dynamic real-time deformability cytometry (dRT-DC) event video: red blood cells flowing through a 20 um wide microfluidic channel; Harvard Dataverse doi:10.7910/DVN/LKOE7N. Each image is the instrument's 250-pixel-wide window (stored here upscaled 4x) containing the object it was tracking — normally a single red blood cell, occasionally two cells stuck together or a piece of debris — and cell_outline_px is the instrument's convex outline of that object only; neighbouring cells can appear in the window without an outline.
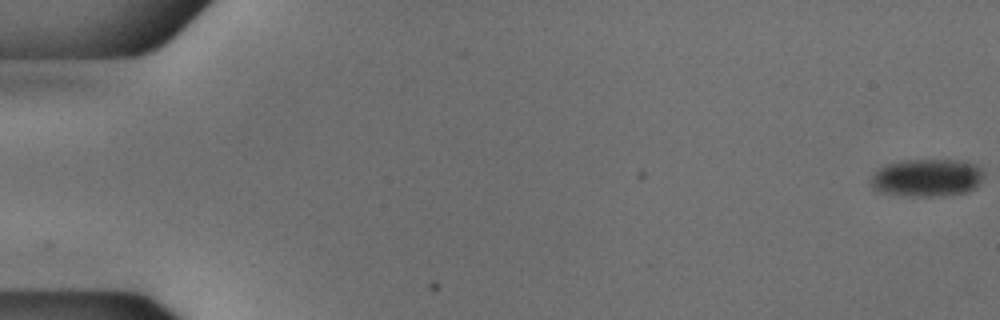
{"species": "common noctule bat (a hibernating species)", "species_latin": "Nyctalus noctula", "temperature_condition": "cold", "stored_images_in_passage": 55, "camera_frame_rate_fps": 3000, "um_per_image_px": 0.085, "animal": {"sex": "male", "body_mass_g": 18.8}, "frame": {"image": 1, "passage_image": 1, "time_ms": 0.0, "image_size_px": [1000, 320], "cell_outline_px": [[984, 176], [980, 184], [976, 188], [968, 192], [944, 196], [904, 196], [880, 192], [872, 188], [868, 180], [884, 164], [904, 160], [964, 160], [976, 164], [984, 172]], "centroid_in_image_um": [78.81, 15.11], "position_along_channel_um": 6.2, "area_um2": 25.37}}
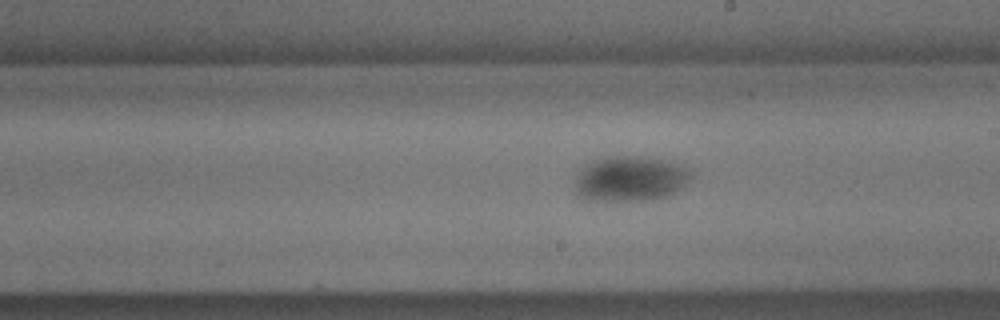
{"frame": {"image": 2, "passage_image": 32, "time_ms": 10.333, "image_size_px": [1000, 320], "cell_outline_px": [[692, 180], [684, 188], [664, 196], [652, 200], [596, 200], [576, 196], [576, 176], [580, 168], [584, 164], [592, 160], [604, 156], [636, 156], [660, 160], [676, 164], [688, 168], [692, 172]], "centroid_in_image_um": [53.56, 15.18], "position_along_channel_um": 235.4, "area_um2": 30.75}}
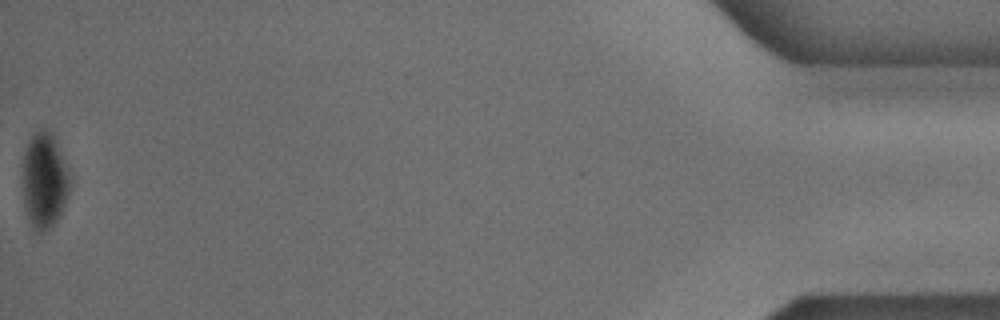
{"frame": {"image": 3, "passage_image": 55, "time_ms": 18.0, "image_size_px": [1000, 320], "cell_outline_px": [[72, 180], [68, 196], [60, 216], [44, 232], [36, 232], [32, 228], [24, 204], [24, 152], [32, 132], [44, 128], [52, 132], [68, 164], [72, 176]], "centroid_in_image_um": [3.83, 15.3], "position_along_channel_um": 431.4, "area_um2": 26.76}}